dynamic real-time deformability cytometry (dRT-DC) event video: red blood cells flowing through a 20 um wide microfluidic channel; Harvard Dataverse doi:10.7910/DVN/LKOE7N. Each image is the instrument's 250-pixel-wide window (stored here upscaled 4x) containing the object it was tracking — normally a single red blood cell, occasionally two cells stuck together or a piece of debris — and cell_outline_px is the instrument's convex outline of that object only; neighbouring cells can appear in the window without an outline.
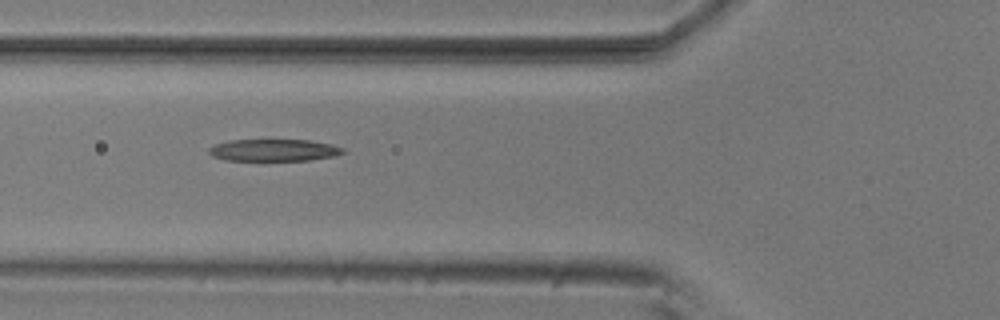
{"species": "common noctule bat (a hibernating species)", "species_latin": "Nyctalus noctula", "temperature_condition": "room temperature", "stored_images_in_passage": 4, "camera_frame_rate_fps": 3000, "um_per_image_px": 0.085, "animal": {"sex": "male", "body_mass_g": 20.5, "forearm_length_mm": 52.5}, "frame": {"image": 1, "passage_image": 2, "time_ms": 0.333, "image_size_px": [1000, 320], "cell_outline_px": [[344, 152], [332, 156], [312, 160], [224, 160], [212, 156], [208, 152], [208, 148], [216, 144], [228, 140], [308, 140], [332, 144], [344, 148]], "centroid_in_image_um": [23.25, 12.76], "position_along_channel_um": 102.5, "area_um2": 17.11}}
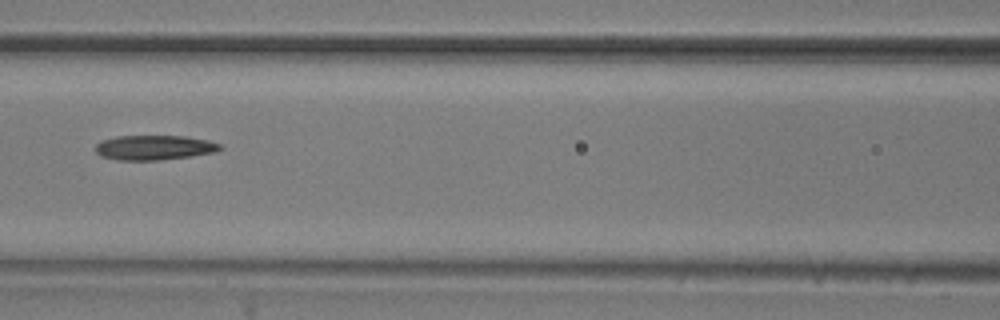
{"frame": {"image": 2, "passage_image": 3, "time_ms": 0.667, "image_size_px": [1000, 320], "cell_outline_px": [[224, 148], [216, 152], [192, 156], [160, 160], [116, 160], [100, 156], [96, 152], [96, 144], [100, 140], [116, 136], [184, 136], [208, 140], [220, 144]], "centroid_in_image_um": [13.11, 12.54], "position_along_channel_um": 153.5, "area_um2": 18.15}}
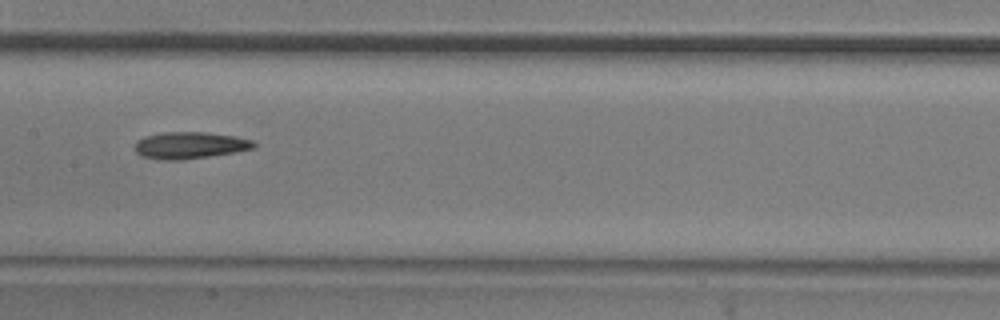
{"frame": {"image": 3, "passage_image": 4, "time_ms": 1.0, "image_size_px": [1000, 320], "cell_outline_px": [[256, 148], [236, 152], [180, 160], [160, 160], [140, 156], [132, 148], [136, 140], [144, 136], [160, 132], [204, 132], [236, 136], [252, 140], [256, 144]], "centroid_in_image_um": [16.08, 12.35], "position_along_channel_um": 191.3, "area_um2": 18.9}}